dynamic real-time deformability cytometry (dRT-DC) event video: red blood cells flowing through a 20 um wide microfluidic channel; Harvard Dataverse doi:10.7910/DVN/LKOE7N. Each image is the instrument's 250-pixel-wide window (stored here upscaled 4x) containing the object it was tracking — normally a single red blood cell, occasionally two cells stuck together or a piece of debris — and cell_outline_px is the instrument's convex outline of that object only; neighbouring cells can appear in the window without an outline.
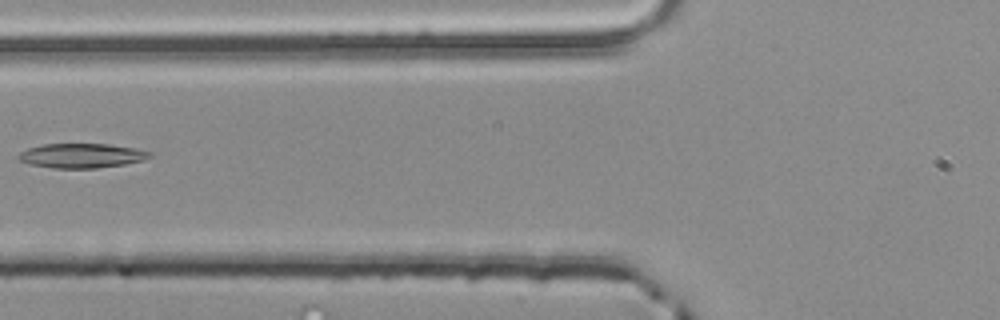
{"species": "common noctule bat (a hibernating species)", "species_latin": "Nyctalus noctula", "temperature_condition": "room temperature", "stored_images_in_passage": 3, "camera_frame_rate_fps": 3000, "um_per_image_px": 0.085, "animal": {"sex": "male", "body_mass_g": 20.4}, "frame": {"image": 1, "passage_image": 3, "time_ms": 0.667, "image_size_px": [1000, 320], "cell_outline_px": [[152, 156], [144, 160], [124, 164], [96, 168], [52, 168], [32, 164], [20, 160], [16, 156], [20, 152], [28, 148], [44, 144], [108, 144], [136, 148], [152, 152]], "centroid_in_image_um": [6.96, 13.22], "position_along_channel_um": 118.8, "area_um2": 18.67}}